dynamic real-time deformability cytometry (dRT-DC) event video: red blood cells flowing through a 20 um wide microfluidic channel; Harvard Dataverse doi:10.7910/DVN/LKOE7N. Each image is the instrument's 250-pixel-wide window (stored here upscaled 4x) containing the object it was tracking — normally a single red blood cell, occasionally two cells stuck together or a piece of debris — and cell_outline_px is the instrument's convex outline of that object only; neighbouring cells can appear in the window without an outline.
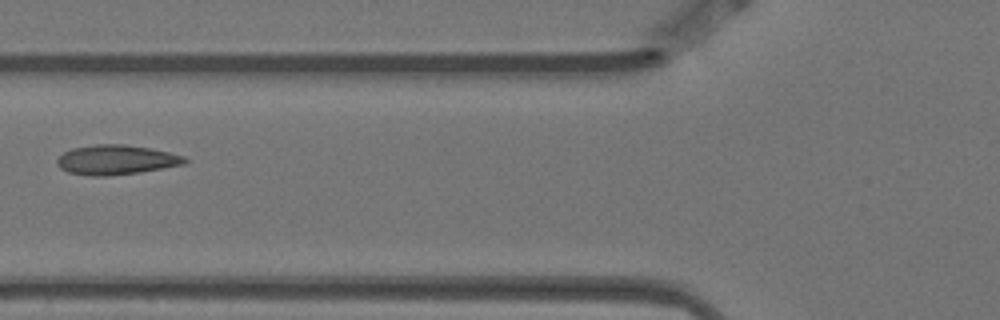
{"species": "Egyptian fruit bat (a non-hibernating species)", "species_latin": "Rousettus aegyptiacus", "temperature_condition": "warm", "stored_images_in_passage": 4, "camera_frame_rate_fps": 3000, "um_per_image_px": 0.085, "animal": {"sex": "female"}, "frame": {"image": 1, "passage_image": 2, "time_ms": 0.333, "image_size_px": [1000, 320], "cell_outline_px": [[188, 160], [184, 164], [140, 172], [108, 176], [88, 176], [68, 172], [60, 168], [56, 164], [56, 160], [64, 152], [72, 148], [96, 144], [124, 144], [152, 148], [184, 156]], "centroid_in_image_um": [9.85, 13.58], "position_along_channel_um": 116.0, "area_um2": 22.14}}
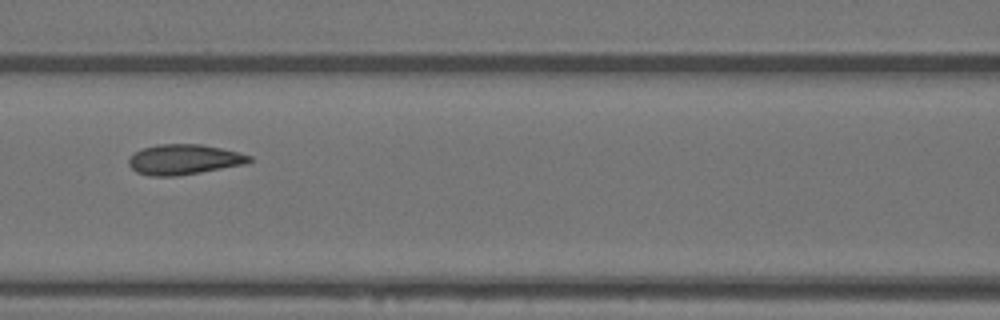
{"frame": {"image": 2, "passage_image": 3, "time_ms": 0.667, "image_size_px": [1000, 320], "cell_outline_px": [[252, 160], [248, 164], [176, 176], [148, 176], [136, 172], [128, 164], [128, 160], [136, 152], [144, 148], [156, 144], [200, 144], [220, 148], [252, 156]], "centroid_in_image_um": [15.64, 13.56], "position_along_channel_um": 151.0, "area_um2": 21.15}}
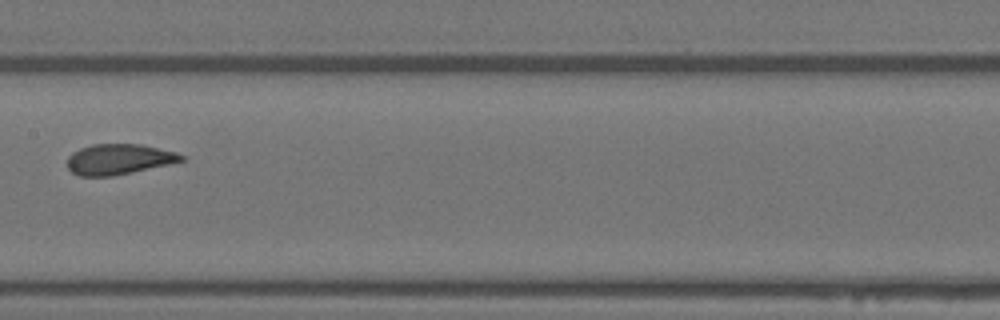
{"frame": {"image": 3, "passage_image": 4, "time_ms": 1.0, "image_size_px": [1000, 320], "cell_outline_px": [[184, 160], [168, 164], [112, 176], [80, 176], [72, 172], [68, 168], [68, 156], [72, 152], [80, 148], [92, 144], [140, 144], [176, 152], [184, 156]], "centroid_in_image_um": [10.06, 13.53], "position_along_channel_um": 197.3, "area_um2": 20.06}}